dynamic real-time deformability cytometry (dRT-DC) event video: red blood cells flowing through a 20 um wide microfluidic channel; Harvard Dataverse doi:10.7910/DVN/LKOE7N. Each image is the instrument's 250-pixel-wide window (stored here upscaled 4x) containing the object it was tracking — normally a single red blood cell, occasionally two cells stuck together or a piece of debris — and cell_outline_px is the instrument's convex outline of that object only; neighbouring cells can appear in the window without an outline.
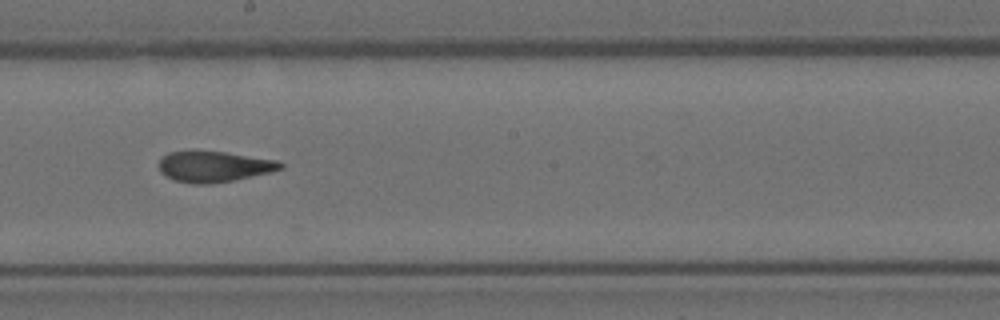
{"species": "Egyptian fruit bat (a non-hibernating species)", "species_latin": "Rousettus aegyptiacus", "temperature_condition": "room temperature", "stored_images_in_passage": 8, "camera_frame_rate_fps": 3000, "um_per_image_px": 0.085, "animal": {"sex": "female"}, "frame": {"image": 1, "passage_image": 8, "time_ms": 2.333, "image_size_px": [1000, 320], "cell_outline_px": [[284, 168], [272, 172], [232, 180], [208, 184], [192, 184], [176, 180], [160, 172], [160, 160], [168, 152], [192, 148], [224, 152], [276, 160], [284, 164]], "centroid_in_image_um": [18.17, 14.12], "position_along_channel_um": 230.0, "area_um2": 22.14}}